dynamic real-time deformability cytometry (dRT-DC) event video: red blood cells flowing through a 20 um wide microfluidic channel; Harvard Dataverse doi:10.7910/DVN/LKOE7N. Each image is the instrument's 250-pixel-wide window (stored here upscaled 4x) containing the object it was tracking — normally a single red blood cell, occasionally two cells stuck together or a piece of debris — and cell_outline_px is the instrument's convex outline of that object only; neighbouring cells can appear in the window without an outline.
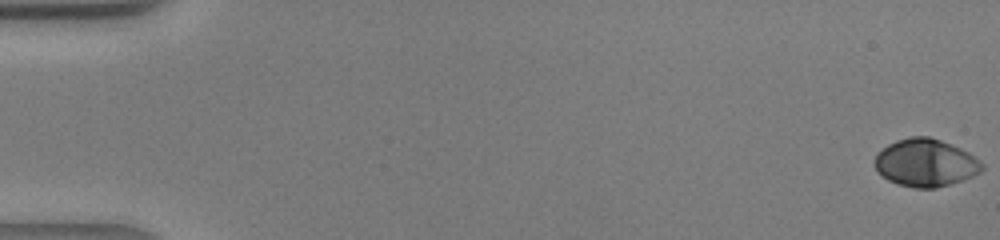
{"species": "human", "species_latin": "Homo sapiens", "temperature_condition": "warm", "stored_images_in_passage": 43, "camera_frame_rate_fps": 3000, "um_per_image_px": 0.085, "donor": {"sex": "male"}, "frame": {"image": 1, "passage_image": 1, "time_ms": 0.0, "image_size_px": [1000, 240], "cell_outline_px": [[984, 168], [980, 172], [972, 176], [936, 188], [912, 188], [896, 184], [888, 180], [876, 172], [872, 164], [876, 152], [888, 144], [896, 140], [908, 136], [928, 136], [940, 140], [960, 148], [968, 152], [980, 160], [984, 164]], "centroid_in_image_um": [78.61, 13.83], "position_along_channel_um": 6.4, "area_um2": 30.17}}
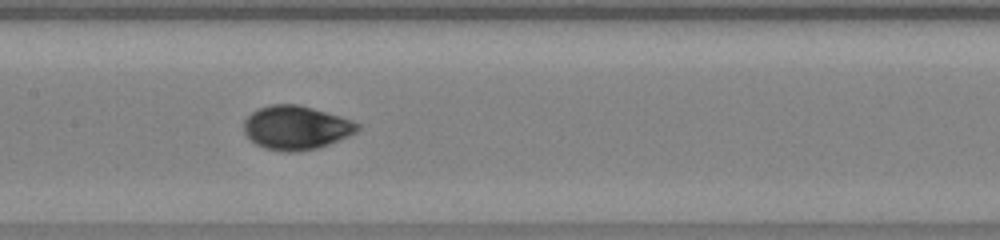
{"frame": {"image": 2, "passage_image": 22, "time_ms": 7.0, "image_size_px": [1000, 240], "cell_outline_px": [[360, 128], [356, 132], [348, 136], [328, 144], [316, 148], [292, 152], [288, 152], [264, 148], [256, 144], [244, 132], [244, 120], [252, 112], [260, 108], [272, 104], [296, 104], [312, 108], [340, 116], [352, 120], [360, 124]], "centroid_in_image_um": [25.17, 10.84], "position_along_channel_um": 182.2, "area_um2": 28.73}}
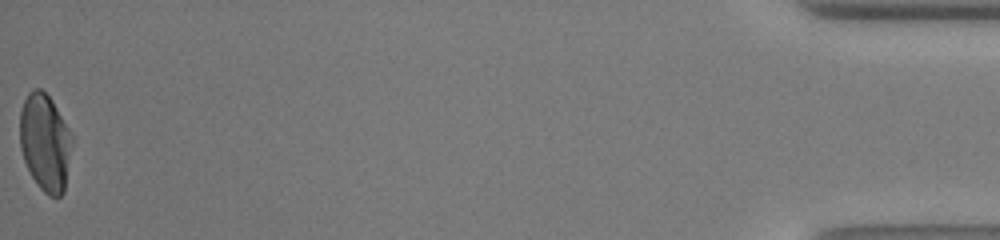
{"frame": {"image": 3, "passage_image": 43, "time_ms": 14.0, "image_size_px": [1000, 240], "cell_outline_px": [[72, 144], [64, 192], [60, 196], [48, 196], [40, 188], [32, 176], [24, 160], [20, 148], [20, 112], [24, 100], [28, 92], [32, 88], [40, 88], [52, 100], [68, 128], [72, 136]], "centroid_in_image_um": [3.82, 12.09], "position_along_channel_um": 431.4, "area_um2": 29.42}}